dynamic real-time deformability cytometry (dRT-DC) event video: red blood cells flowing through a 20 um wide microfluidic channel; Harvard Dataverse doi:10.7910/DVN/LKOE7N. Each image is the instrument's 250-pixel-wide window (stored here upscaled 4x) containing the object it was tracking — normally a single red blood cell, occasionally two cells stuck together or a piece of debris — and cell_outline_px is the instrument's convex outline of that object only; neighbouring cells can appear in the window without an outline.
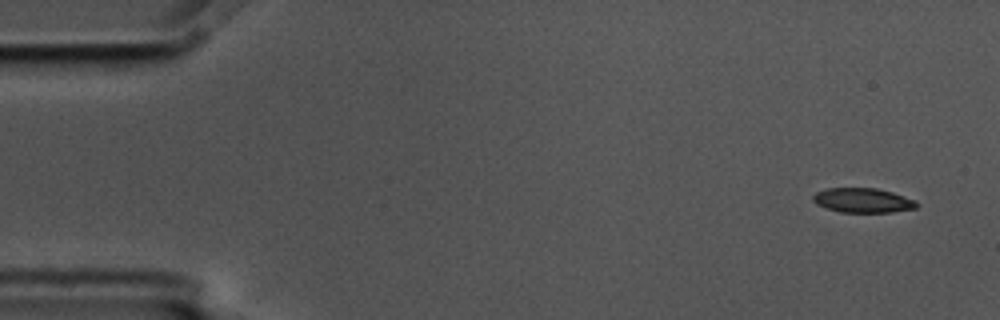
{"species": "common noctule bat (a hibernating species)", "species_latin": "Nyctalus noctula", "temperature_condition": "cold", "stored_images_in_passage": 4, "camera_frame_rate_fps": 3000, "um_per_image_px": 0.085, "animal": {"sex": "male", "body_mass_g": 17.5, "forearm_length_mm": 52.3}, "frame": {"image": 1, "passage_image": 1, "time_ms": 0.0, "image_size_px": [1000, 320], "cell_outline_px": [[920, 204], [916, 208], [892, 212], [840, 212], [816, 204], [812, 200], [812, 196], [816, 192], [828, 188], [876, 188], [892, 192], [916, 200]], "centroid_in_image_um": [73.36, 17.03], "position_along_channel_um": 11.6, "area_um2": 14.85}}
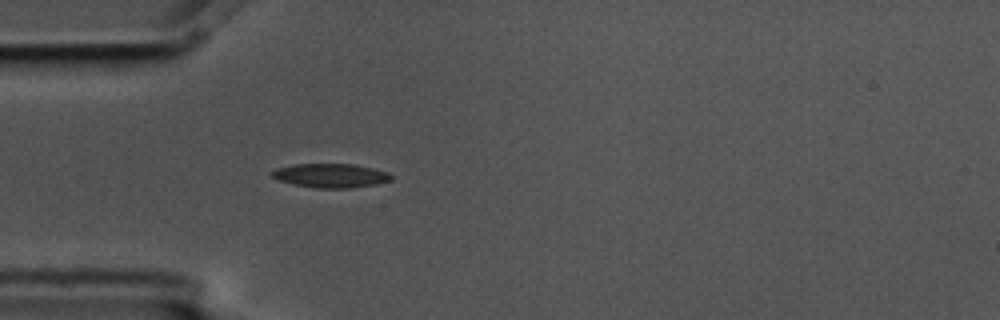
{"frame": {"image": 2, "passage_image": 4, "time_ms": 1.0, "image_size_px": [1000, 320], "cell_outline_px": [[392, 180], [376, 184], [352, 188], [316, 188], [292, 184], [280, 180], [272, 176], [268, 172], [276, 168], [292, 164], [356, 164], [388, 172], [392, 176]], "centroid_in_image_um": [28.09, 14.92], "position_along_channel_um": 56.9, "area_um2": 16.82}}